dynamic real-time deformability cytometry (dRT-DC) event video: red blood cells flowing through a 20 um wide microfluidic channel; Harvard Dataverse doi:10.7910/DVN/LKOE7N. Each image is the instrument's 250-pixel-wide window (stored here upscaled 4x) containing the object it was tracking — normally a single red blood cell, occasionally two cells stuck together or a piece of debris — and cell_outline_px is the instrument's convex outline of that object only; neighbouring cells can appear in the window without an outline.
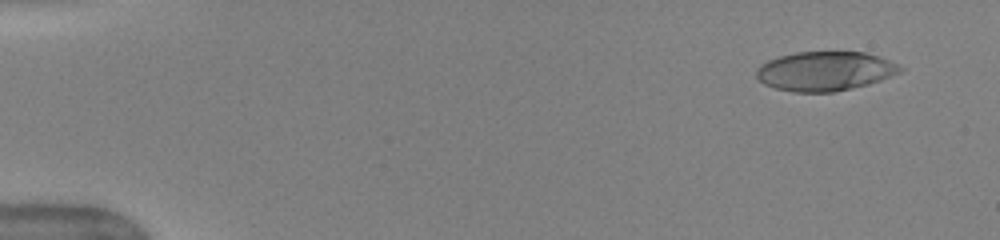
{"species": "human", "species_latin": "Homo sapiens", "temperature_condition": "warm", "stored_images_in_passage": 48, "camera_frame_rate_fps": 3000, "um_per_image_px": 0.085, "donor": {"sex": "female"}, "frame": {"image": 1, "passage_image": 1, "time_ms": 0.0, "image_size_px": [1000, 240], "cell_outline_px": [[904, 68], [900, 72], [880, 80], [868, 84], [832, 92], [792, 92], [776, 88], [764, 84], [756, 76], [756, 68], [760, 64], [768, 60], [780, 56], [796, 52], [868, 52], [880, 56], [900, 64]], "centroid_in_image_um": [70.13, 6.03], "position_along_channel_um": 14.9, "area_um2": 33.0}}
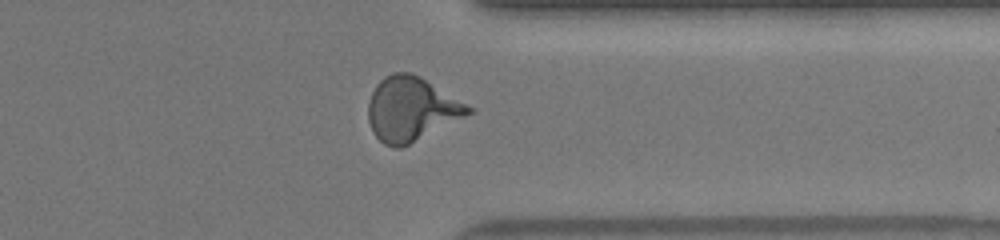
{"frame": {"image": 2, "passage_image": 38, "time_ms": 12.333, "image_size_px": [1000, 240], "cell_outline_px": [[476, 112], [400, 148], [396, 148], [384, 144], [372, 132], [368, 120], [368, 104], [372, 92], [376, 84], [384, 76], [392, 72], [408, 72], [420, 76], [476, 108]], "centroid_in_image_um": [34.99, 9.26], "position_along_channel_um": 376.4, "area_um2": 37.69}}
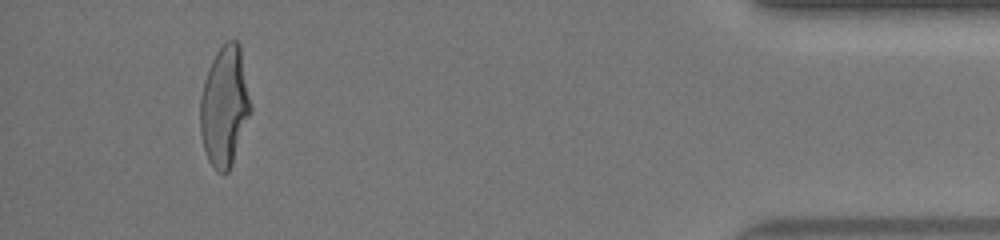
{"frame": {"image": 3, "passage_image": 45, "time_ms": 14.667, "image_size_px": [1000, 240], "cell_outline_px": [[252, 112], [232, 164], [228, 172], [224, 176], [216, 172], [208, 160], [200, 136], [200, 100], [204, 80], [208, 68], [216, 52], [228, 40], [236, 40], [240, 44], [252, 104]], "centroid_in_image_um": [19.1, 9.06], "position_along_channel_um": 416.1, "area_um2": 35.89}, "authors_computed_cell_mechanics": {"area_um2": 34.8823, "velocity_mm_per_s": 4.0199, "shape_relaxation_time_tau1_ms": 4.6767, "shape_relaxation_time_tau2_ms": 1.0067, "deformation_change_tau1": 0.2354, "deformation_change_tau2": 0.0944}}